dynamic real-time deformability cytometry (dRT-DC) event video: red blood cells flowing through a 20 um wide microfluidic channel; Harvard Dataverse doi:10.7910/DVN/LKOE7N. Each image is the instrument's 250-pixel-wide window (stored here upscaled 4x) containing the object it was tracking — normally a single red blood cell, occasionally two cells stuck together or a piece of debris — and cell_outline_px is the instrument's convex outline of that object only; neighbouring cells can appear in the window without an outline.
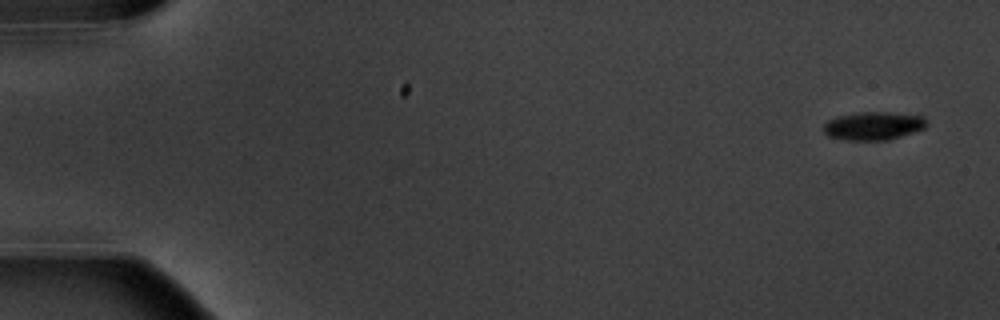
{"species": "common noctule bat (a hibernating species)", "species_latin": "Nyctalus noctula", "temperature_condition": "warm", "stored_images_in_passage": 8, "camera_frame_rate_fps": 3000, "um_per_image_px": 0.085, "animal": {"sex": "male", "body_mass_g": 20.1, "forearm_length_mm": 53.5}, "frame": {"image": 1, "passage_image": 1, "time_ms": 0.0, "image_size_px": [1000, 320], "cell_outline_px": [[928, 124], [924, 128], [888, 140], [848, 140], [828, 136], [824, 132], [824, 124], [828, 120], [840, 116], [860, 112], [884, 112], [924, 116]], "centroid_in_image_um": [74.24, 10.7], "position_along_channel_um": 10.8, "area_um2": 16.7}}
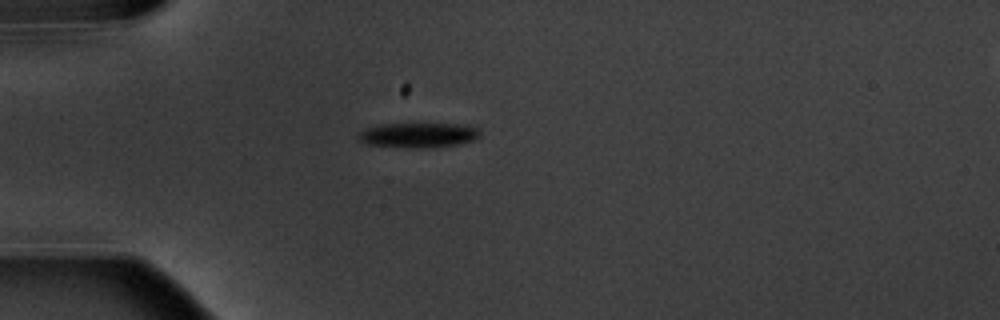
{"frame": {"image": 2, "passage_image": 5, "time_ms": 4.667, "image_size_px": [1000, 320], "cell_outline_px": [[480, 136], [472, 140], [460, 144], [432, 148], [404, 148], [364, 144], [356, 136], [360, 132], [368, 128], [380, 124], [468, 124], [480, 128]], "centroid_in_image_um": [35.59, 11.49], "position_along_channel_um": 49.4, "area_um2": 17.98}}